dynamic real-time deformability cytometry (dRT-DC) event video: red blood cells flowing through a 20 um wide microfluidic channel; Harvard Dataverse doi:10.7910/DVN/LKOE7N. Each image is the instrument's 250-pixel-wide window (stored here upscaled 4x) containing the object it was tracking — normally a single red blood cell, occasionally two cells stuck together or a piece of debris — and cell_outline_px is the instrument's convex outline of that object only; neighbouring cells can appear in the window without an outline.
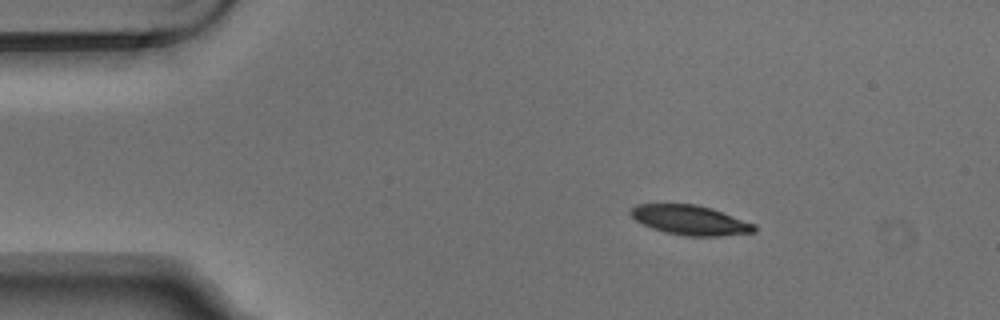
{"species": "Egyptian fruit bat (a non-hibernating species)", "species_latin": "Rousettus aegyptiacus", "temperature_condition": "warm", "stored_images_in_passage": 3, "camera_frame_rate_fps": 3000, "um_per_image_px": 0.085, "animal": {"sex": "male"}, "frame": {"image": 1, "passage_image": 1, "time_ms": 0.0, "image_size_px": [1000, 320], "cell_outline_px": [[756, 232], [720, 236], [684, 236], [664, 232], [652, 228], [636, 220], [628, 212], [636, 204], [696, 204], [712, 208], [756, 224]], "centroid_in_image_um": [58.69, 18.71], "position_along_channel_um": 26.3, "area_um2": 21.44}}